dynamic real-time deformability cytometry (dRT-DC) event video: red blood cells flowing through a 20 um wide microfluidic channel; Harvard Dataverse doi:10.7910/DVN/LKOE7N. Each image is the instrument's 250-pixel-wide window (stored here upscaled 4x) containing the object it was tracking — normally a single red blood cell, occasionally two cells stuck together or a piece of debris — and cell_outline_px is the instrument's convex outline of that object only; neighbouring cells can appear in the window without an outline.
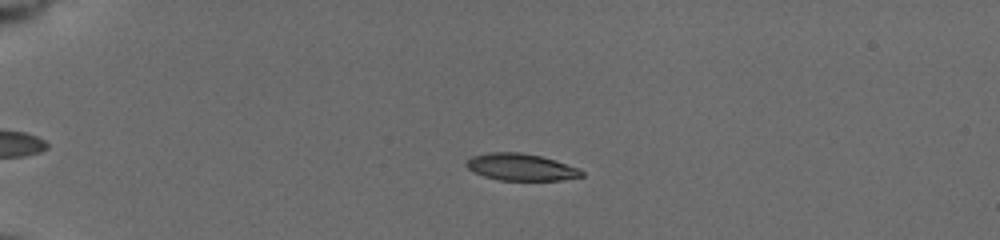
{"species": "common noctule bat (a hibernating species)", "species_latin": "Nyctalus noctula", "temperature_condition": "cold", "stored_images_in_passage": 50, "camera_frame_rate_fps": 3000, "um_per_image_px": 0.085, "animal": {"sex": "female", "body_mass_g": 19.5, "forearm_length_mm": 54.1}, "frame": {"image": 1, "passage_image": 15, "time_ms": 4.667, "image_size_px": [1000, 240], "cell_outline_px": [[584, 176], [560, 180], [500, 180], [484, 176], [472, 172], [464, 164], [472, 156], [488, 152], [520, 152], [540, 156], [556, 160], [580, 168], [584, 172]], "centroid_in_image_um": [44.29, 14.2], "position_along_channel_um": 40.7, "area_um2": 18.21}}
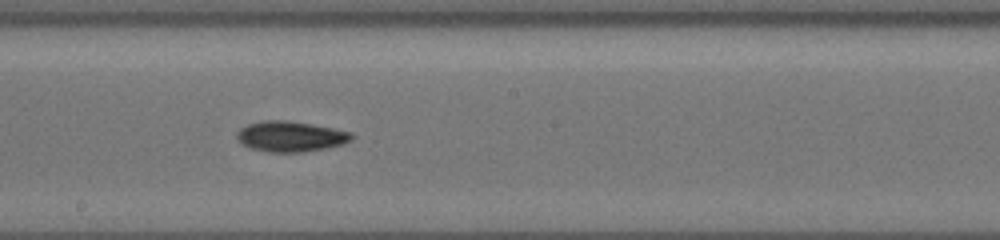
{"frame": {"image": 2, "passage_image": 34, "time_ms": 11.0, "image_size_px": [1000, 240], "cell_outline_px": [[352, 140], [344, 144], [328, 148], [300, 152], [268, 152], [248, 148], [240, 144], [236, 136], [236, 132], [240, 128], [248, 124], [264, 120], [284, 120], [332, 128], [352, 132]], "centroid_in_image_um": [24.66, 11.61], "position_along_channel_um": 223.5, "area_um2": 20.46}}
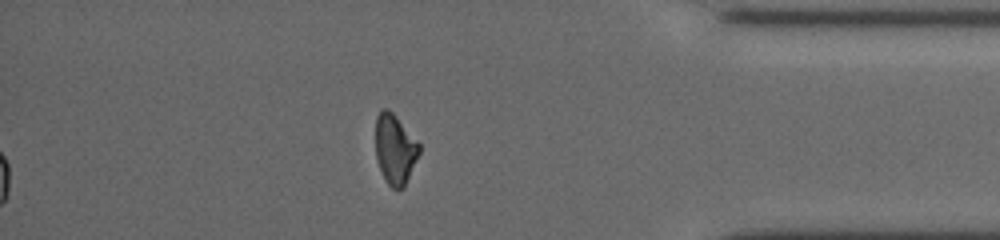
{"frame": {"image": 3, "passage_image": 50, "time_ms": 16.333, "image_size_px": [1000, 240], "cell_outline_px": [[420, 152], [404, 188], [392, 188], [384, 180], [376, 156], [376, 116], [380, 108], [388, 108], [396, 116], [420, 144]], "centroid_in_image_um": [33.57, 12.66], "position_along_channel_um": 401.6, "area_um2": 17.8}, "authors_computed_cell_mechanics": {"area_um2": 19.0162, "velocity_mm_per_s": 3.7687, "shape_relaxation_time_tau1_ms": 5.6972, "shape_relaxation_time_tau2_ms": null, "deformation_change_tau1": 0.1525, "deformation_change_tau2": null}}